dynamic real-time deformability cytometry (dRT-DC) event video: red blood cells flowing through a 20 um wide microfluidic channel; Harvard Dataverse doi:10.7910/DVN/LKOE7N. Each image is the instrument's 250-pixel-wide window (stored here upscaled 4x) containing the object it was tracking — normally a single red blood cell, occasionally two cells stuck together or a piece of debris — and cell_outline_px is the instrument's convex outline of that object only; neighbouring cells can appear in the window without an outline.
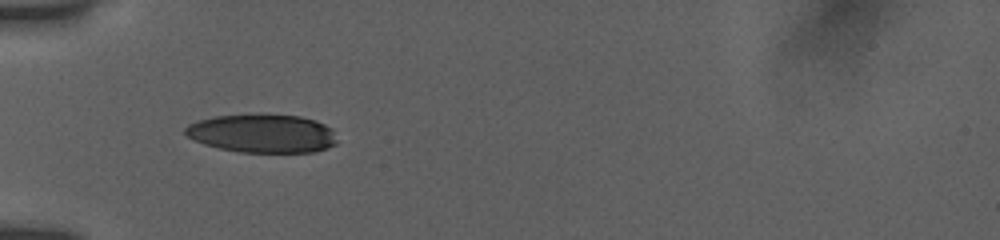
{"species": "human", "species_latin": "Homo sapiens", "temperature_condition": "room temperature", "stored_images_in_passage": 19, "camera_frame_rate_fps": 3000, "um_per_image_px": 0.085, "donor": {"sex": "female"}, "frame": {"image": 1, "passage_image": 1, "time_ms": 0.0, "image_size_px": [1000, 240], "cell_outline_px": [[336, 144], [312, 152], [240, 152], [220, 148], [204, 144], [188, 136], [184, 132], [184, 128], [188, 124], [200, 120], [216, 116], [300, 116], [316, 120], [332, 128], [336, 140]], "centroid_in_image_um": [22.31, 11.36], "position_along_channel_um": 62.7, "area_um2": 33.23}}
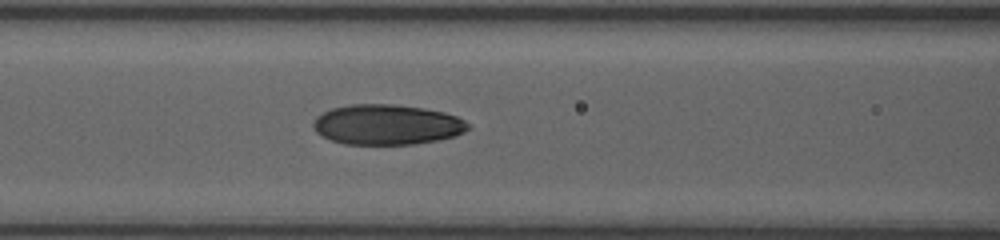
{"frame": {"image": 2, "passage_image": 12, "time_ms": 2.0, "image_size_px": [1000, 240], "cell_outline_px": [[472, 128], [456, 136], [436, 140], [412, 144], [344, 144], [332, 140], [316, 132], [312, 124], [316, 116], [332, 108], [352, 104], [392, 104], [424, 108], [444, 112], [456, 116], [464, 120]], "centroid_in_image_um": [32.9, 10.59], "position_along_channel_um": 133.7, "area_um2": 36.24}}
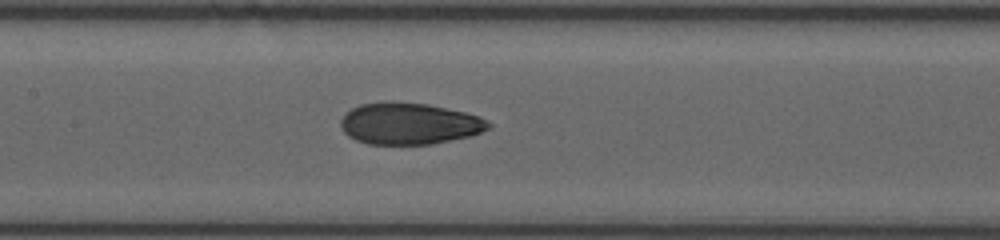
{"frame": {"image": 3, "passage_image": 18, "time_ms": 3.0, "image_size_px": [1000, 240], "cell_outline_px": [[492, 124], [488, 128], [480, 132], [468, 136], [428, 144], [368, 144], [356, 140], [348, 136], [344, 132], [340, 124], [340, 120], [344, 112], [360, 104], [392, 100], [428, 104], [464, 112], [480, 116]], "centroid_in_image_um": [34.72, 10.48], "position_along_channel_um": 172.7, "area_um2": 35.89}}